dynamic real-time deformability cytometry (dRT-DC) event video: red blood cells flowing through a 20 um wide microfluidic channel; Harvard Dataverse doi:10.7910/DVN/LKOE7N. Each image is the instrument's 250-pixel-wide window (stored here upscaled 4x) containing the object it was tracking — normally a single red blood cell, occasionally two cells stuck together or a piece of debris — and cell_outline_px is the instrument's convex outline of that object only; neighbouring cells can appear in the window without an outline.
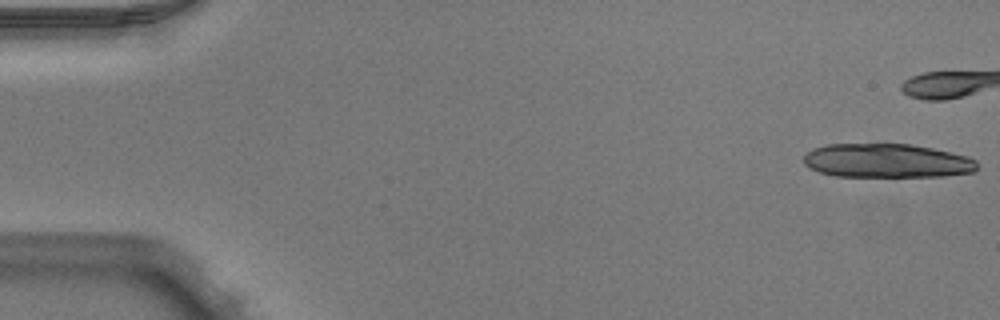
{"species": "Egyptian fruit bat (a non-hibernating species)", "species_latin": "Rousettus aegyptiacus", "temperature_condition": "warm", "stored_images_in_passage": 16, "camera_frame_rate_fps": 3000, "um_per_image_px": 0.085, "animal": {"sex": "male"}, "frame": {"image": 1, "passage_image": 1, "time_ms": 0.0, "image_size_px": [1000, 320], "cell_outline_px": [[976, 172], [944, 176], [836, 176], [820, 172], [804, 164], [804, 156], [812, 148], [824, 144], [912, 144], [932, 148], [968, 156], [976, 160]], "centroid_in_image_um": [75.39, 13.66], "position_along_channel_um": 9.6, "area_um2": 34.33}}